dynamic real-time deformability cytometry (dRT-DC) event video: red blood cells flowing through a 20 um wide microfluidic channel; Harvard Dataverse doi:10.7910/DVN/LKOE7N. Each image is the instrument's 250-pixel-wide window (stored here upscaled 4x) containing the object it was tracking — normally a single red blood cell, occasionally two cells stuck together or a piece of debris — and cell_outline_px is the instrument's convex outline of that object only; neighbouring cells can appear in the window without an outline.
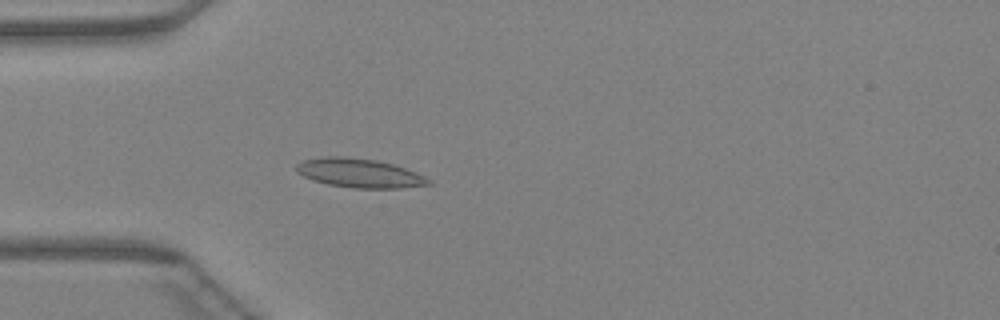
{"species": "Egyptian fruit bat (a non-hibernating species)", "species_latin": "Rousettus aegyptiacus", "temperature_condition": "warm", "stored_images_in_passage": 45, "camera_frame_rate_fps": 3000, "um_per_image_px": 0.085, "animal": {"sex": "female"}, "frame": {"image": 1, "passage_image": 13, "time_ms": 4.0, "image_size_px": [1000, 320], "cell_outline_px": [[432, 184], [400, 188], [352, 188], [328, 184], [312, 180], [296, 172], [296, 164], [304, 160], [320, 156], [344, 156], [376, 160], [392, 164], [416, 172], [432, 180]], "centroid_in_image_um": [30.53, 14.71], "position_along_channel_um": 54.5, "area_um2": 22.43}}
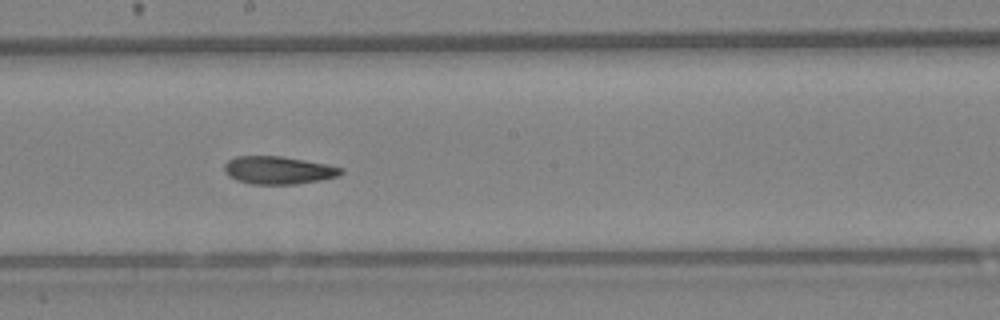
{"frame": {"image": 2, "passage_image": 25, "time_ms": 8.0, "image_size_px": [1000, 320], "cell_outline_px": [[344, 172], [340, 176], [320, 180], [296, 184], [252, 184], [236, 180], [228, 176], [224, 172], [224, 164], [228, 160], [236, 156], [280, 156], [328, 164], [344, 168]], "centroid_in_image_um": [23.67, 14.47], "position_along_channel_um": 224.5, "area_um2": 19.07}}
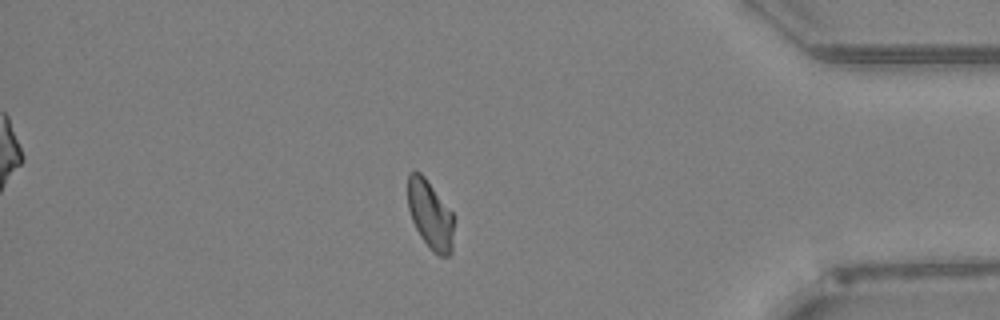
{"frame": {"image": 3, "passage_image": 39, "time_ms": 12.667, "image_size_px": [1000, 320], "cell_outline_px": [[452, 252], [448, 256], [440, 256], [420, 236], [412, 220], [408, 208], [408, 176], [412, 172], [420, 172], [424, 176], [452, 212]], "centroid_in_image_um": [36.55, 18.23], "position_along_channel_um": 398.6, "area_um2": 17.8}}